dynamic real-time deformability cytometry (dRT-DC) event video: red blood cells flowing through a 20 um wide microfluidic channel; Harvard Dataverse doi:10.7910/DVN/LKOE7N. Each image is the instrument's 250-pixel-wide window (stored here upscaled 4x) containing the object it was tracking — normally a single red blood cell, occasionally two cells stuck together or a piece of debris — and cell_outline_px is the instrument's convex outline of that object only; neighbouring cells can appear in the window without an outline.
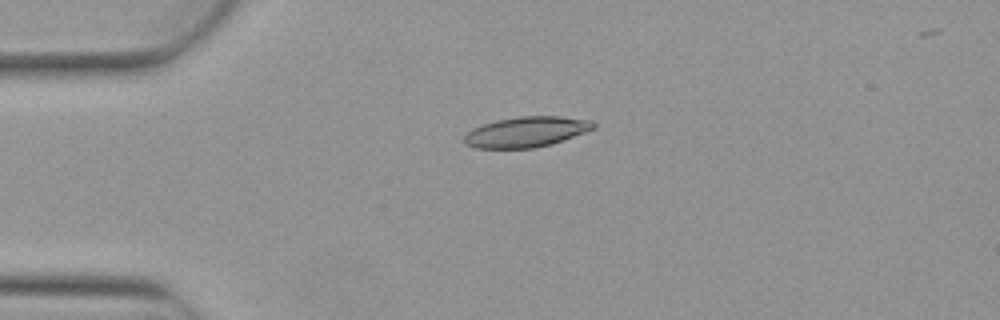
{"species": "Egyptian fruit bat (a non-hibernating species)", "species_latin": "Rousettus aegyptiacus", "temperature_condition": "warm", "stored_images_in_passage": 6, "camera_frame_rate_fps": 3000, "um_per_image_px": 0.085, "animal": {"sex": "female"}, "frame": {"image": 1, "passage_image": 3, "time_ms": 0.667, "image_size_px": [1000, 320], "cell_outline_px": [[596, 128], [552, 144], [536, 148], [476, 148], [464, 144], [464, 136], [472, 128], [496, 120], [520, 116], [560, 116], [592, 120], [596, 124]], "centroid_in_image_um": [44.75, 11.21], "position_along_channel_um": 40.3, "area_um2": 23.0}}
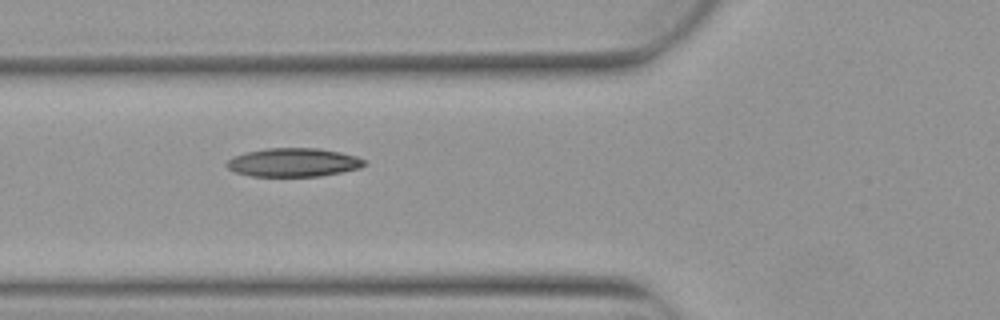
{"frame": {"image": 2, "passage_image": 5, "time_ms": 1.333, "image_size_px": [1000, 320], "cell_outline_px": [[368, 164], [360, 168], [320, 176], [252, 176], [236, 172], [228, 168], [224, 164], [232, 156], [244, 152], [268, 148], [320, 148], [340, 152], [356, 156], [368, 160]], "centroid_in_image_um": [24.96, 13.8], "position_along_channel_um": 100.8, "area_um2": 23.12}}
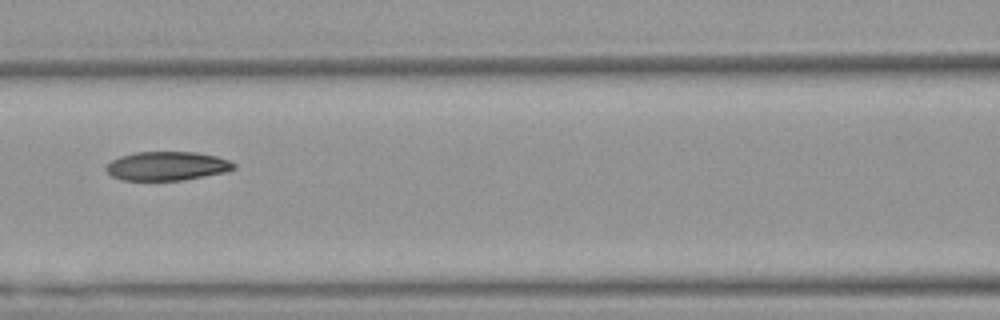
{"frame": {"image": 3, "passage_image": 6, "time_ms": 1.667, "image_size_px": [1000, 320], "cell_outline_px": [[236, 168], [224, 172], [184, 180], [120, 180], [112, 176], [104, 168], [112, 160], [120, 156], [136, 152], [196, 152], [216, 156], [228, 160], [236, 164]], "centroid_in_image_um": [14.19, 14.11], "position_along_channel_um": 152.4, "area_um2": 21.44}}